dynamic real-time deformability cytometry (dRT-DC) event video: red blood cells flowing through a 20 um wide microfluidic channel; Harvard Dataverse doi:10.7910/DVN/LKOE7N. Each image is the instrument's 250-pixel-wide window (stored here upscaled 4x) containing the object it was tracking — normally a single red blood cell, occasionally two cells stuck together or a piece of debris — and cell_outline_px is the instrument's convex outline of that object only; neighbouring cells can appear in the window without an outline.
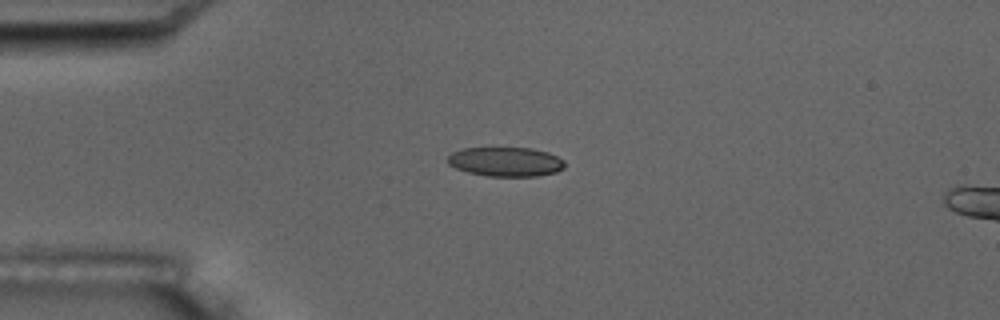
{"species": "common noctule bat (a hibernating species)", "species_latin": "Nyctalus noctula", "temperature_condition": "room temperature", "stored_images_in_passage": 7, "camera_frame_rate_fps": 3000, "um_per_image_px": 0.085, "animal": {"sex": "male", "body_mass_g": 17.5, "forearm_length_mm": 52.3}, "frame": {"image": 1, "passage_image": 5, "time_ms": 4.667, "image_size_px": [1000, 320], "cell_outline_px": [[564, 168], [556, 172], [536, 176], [488, 176], [468, 172], [456, 168], [448, 164], [448, 156], [452, 152], [464, 148], [532, 148], [548, 152], [564, 160]], "centroid_in_image_um": [42.99, 13.74], "position_along_channel_um": 42.0, "area_um2": 19.94}}